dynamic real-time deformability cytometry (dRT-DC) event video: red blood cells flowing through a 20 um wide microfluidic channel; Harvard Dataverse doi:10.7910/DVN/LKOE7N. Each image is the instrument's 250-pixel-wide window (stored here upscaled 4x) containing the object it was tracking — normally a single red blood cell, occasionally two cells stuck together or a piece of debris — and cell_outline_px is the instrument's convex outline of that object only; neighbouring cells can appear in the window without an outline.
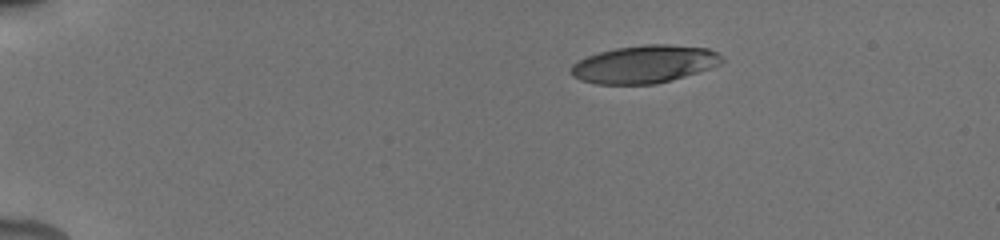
{"species": "human", "species_latin": "Homo sapiens", "temperature_condition": "cold", "stored_images_in_passage": 27, "camera_frame_rate_fps": 3000, "um_per_image_px": 0.085, "donor": {"sex": "male"}, "frame": {"image": 1, "passage_image": 1, "time_ms": 0.0, "image_size_px": [1000, 240], "cell_outline_px": [[724, 60], [720, 64], [672, 80], [656, 84], [596, 84], [580, 80], [572, 76], [568, 72], [572, 64], [588, 56], [600, 52], [616, 48], [644, 44], [668, 44], [708, 48], [724, 56]], "centroid_in_image_um": [54.76, 5.45], "position_along_channel_um": 30.2, "area_um2": 33.18}}
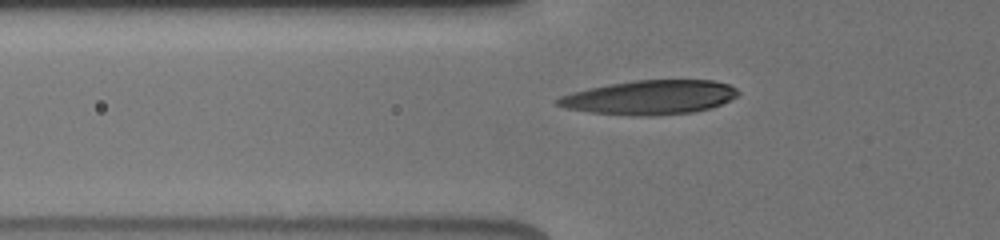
{"frame": {"image": 2, "passage_image": 11, "time_ms": 3.333, "image_size_px": [1000, 240], "cell_outline_px": [[740, 92], [736, 96], [712, 108], [692, 112], [652, 116], [632, 116], [592, 112], [564, 108], [556, 104], [552, 100], [560, 96], [572, 92], [588, 88], [608, 84], [636, 80], [712, 80], [728, 84], [736, 88]], "centroid_in_image_um": [55.2, 8.28], "position_along_channel_um": 70.6, "area_um2": 36.07}}
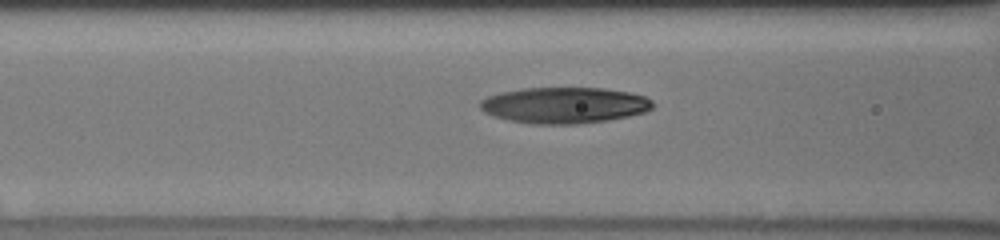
{"frame": {"image": 3, "passage_image": 15, "time_ms": 4.667, "image_size_px": [1000, 240], "cell_outline_px": [[652, 108], [644, 112], [628, 116], [608, 120], [576, 124], [532, 124], [508, 120], [484, 112], [480, 108], [480, 100], [488, 96], [500, 92], [520, 88], [604, 88], [628, 92], [644, 96], [652, 100]], "centroid_in_image_um": [47.95, 8.94], "position_along_channel_um": 118.7, "area_um2": 36.3}}